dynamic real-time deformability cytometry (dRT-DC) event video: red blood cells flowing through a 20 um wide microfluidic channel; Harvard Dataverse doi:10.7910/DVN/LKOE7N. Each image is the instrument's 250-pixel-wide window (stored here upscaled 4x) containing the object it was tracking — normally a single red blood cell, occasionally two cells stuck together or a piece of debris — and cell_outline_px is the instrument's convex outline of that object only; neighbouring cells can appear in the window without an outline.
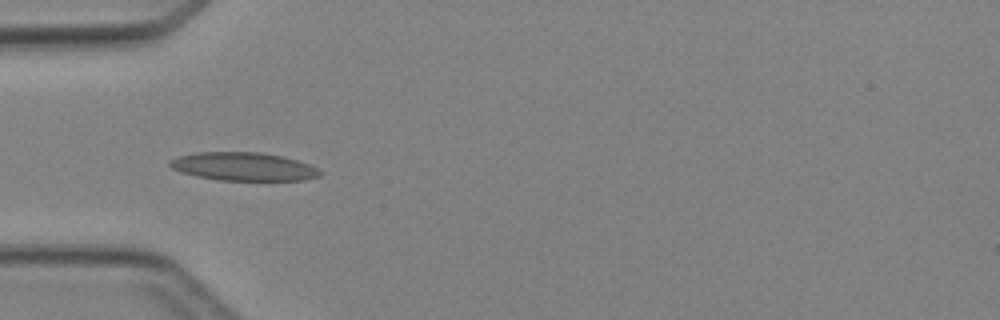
{"species": "Egyptian fruit bat (a non-hibernating species)", "species_latin": "Rousettus aegyptiacus", "temperature_condition": "cold", "stored_images_in_passage": 6, "camera_frame_rate_fps": 3000, "um_per_image_px": 0.085, "animal": {"sex": "female"}, "frame": {"image": 1, "passage_image": 5, "time_ms": 4.667, "image_size_px": [1000, 320], "cell_outline_px": [[320, 176], [304, 180], [220, 180], [196, 176], [180, 172], [172, 168], [168, 164], [168, 160], [180, 156], [196, 152], [260, 152], [284, 156], [308, 164], [316, 168], [320, 172]], "centroid_in_image_um": [20.66, 14.15], "position_along_channel_um": 64.3, "area_um2": 24.68}}
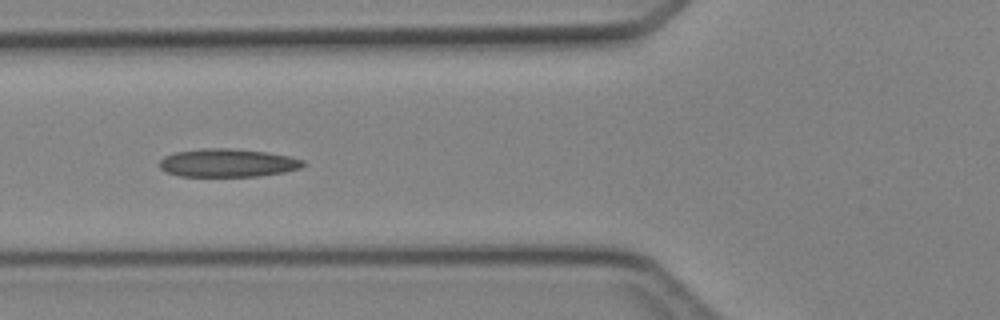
{"frame": {"image": 2, "passage_image": 6, "time_ms": 5.667, "image_size_px": [1000, 320], "cell_outline_px": [[308, 164], [300, 168], [284, 172], [260, 176], [180, 176], [164, 172], [160, 168], [160, 160], [164, 156], [176, 152], [204, 148], [228, 148], [268, 152], [288, 156], [304, 160]], "centroid_in_image_um": [19.36, 13.85], "position_along_channel_um": 106.4, "area_um2": 23.7}}